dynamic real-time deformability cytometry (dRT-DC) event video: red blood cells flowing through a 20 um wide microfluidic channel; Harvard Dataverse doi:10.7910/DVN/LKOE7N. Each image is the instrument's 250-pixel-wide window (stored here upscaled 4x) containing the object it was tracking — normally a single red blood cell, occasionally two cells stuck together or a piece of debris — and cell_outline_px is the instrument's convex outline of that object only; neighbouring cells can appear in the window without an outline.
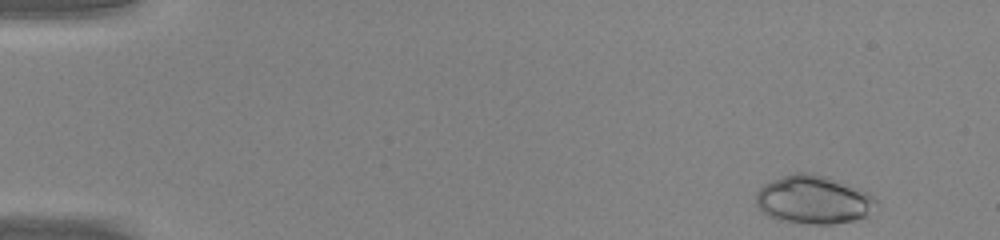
{"species": "common noctule bat (a hibernating species)", "species_latin": "Nyctalus noctula", "temperature_condition": "warm", "stored_images_in_passage": 45, "camera_frame_rate_fps": 3000, "um_per_image_px": 0.085, "animal": {"sex": "male", "body_mass_g": 20.0, "forearm_length_mm": 53.3}, "frame": {"image": 1, "passage_image": 1, "time_ms": 0.0, "image_size_px": [1000, 240], "cell_outline_px": [[876, 204], [868, 216], [852, 220], [832, 224], [808, 224], [776, 220], [760, 212], [756, 204], [756, 192], [764, 184], [772, 180], [796, 172], [812, 172], [828, 176], [860, 188], [868, 192], [876, 200]], "centroid_in_image_um": [69.12, 16.97], "position_along_channel_um": 15.9, "area_um2": 34.28}}
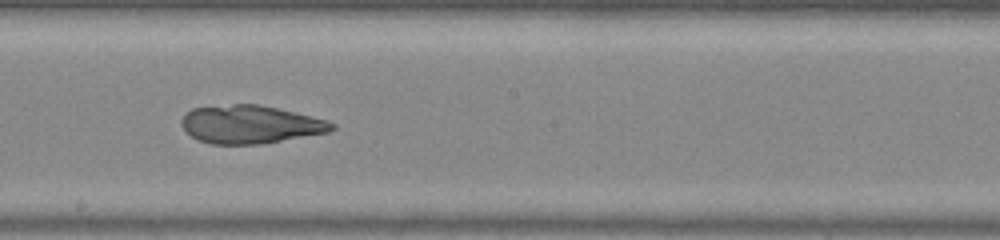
{"frame": {"image": 2, "passage_image": 25, "time_ms": 8.0, "image_size_px": [1000, 240], "cell_outline_px": [[336, 128], [328, 132], [260, 144], [212, 144], [200, 140], [192, 136], [180, 124], [180, 120], [192, 108], [232, 104], [256, 104], [276, 108], [312, 116], [336, 124]], "centroid_in_image_um": [21.27, 10.57], "position_along_channel_um": 226.9, "area_um2": 33.0}}
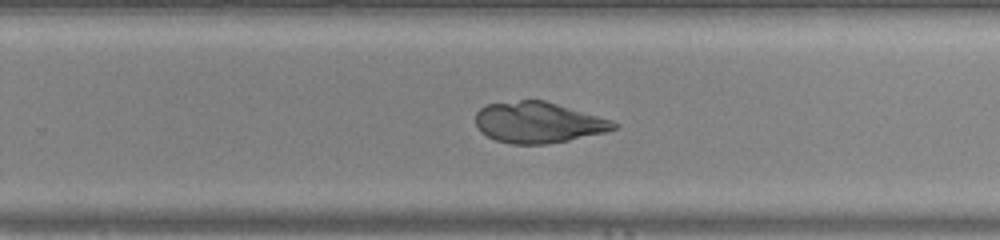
{"frame": {"image": 3, "passage_image": 29, "time_ms": 9.333, "image_size_px": [1000, 240], "cell_outline_px": [[620, 124], [616, 128], [604, 132], [568, 140], [548, 144], [512, 144], [496, 140], [480, 132], [476, 128], [476, 112], [484, 104], [520, 100], [544, 100], [612, 120]], "centroid_in_image_um": [45.71, 10.4], "position_along_channel_um": 284.1, "area_um2": 32.95}}